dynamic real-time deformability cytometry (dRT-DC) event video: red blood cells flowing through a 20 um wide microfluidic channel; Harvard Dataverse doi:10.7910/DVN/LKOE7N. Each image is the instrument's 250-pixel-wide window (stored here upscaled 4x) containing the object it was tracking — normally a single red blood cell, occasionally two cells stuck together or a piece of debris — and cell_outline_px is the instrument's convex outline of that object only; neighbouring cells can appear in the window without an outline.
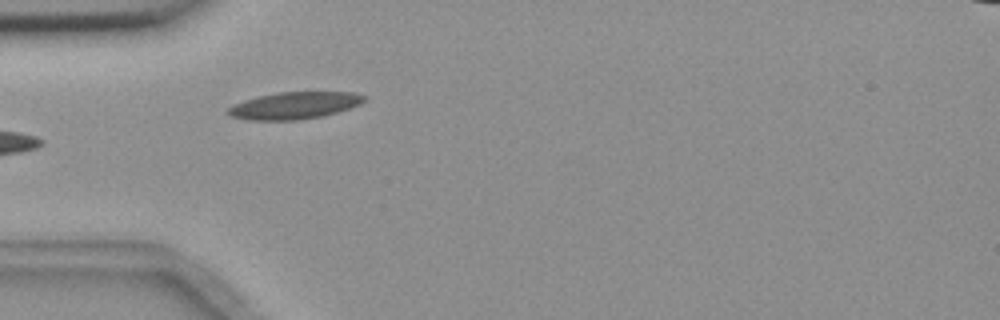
{"species": "common noctule bat (a hibernating species)", "species_latin": "Nyctalus noctula", "temperature_condition": "room temperature", "stored_images_in_passage": 2, "camera_frame_rate_fps": 3000, "um_per_image_px": 0.085, "animal": {"sex": "female", "body_mass_g": 18.4}, "frame": {"image": 1, "passage_image": 1, "time_ms": 0.0, "image_size_px": [1000, 320], "cell_outline_px": [[368, 100], [360, 104], [324, 116], [296, 120], [248, 120], [232, 116], [228, 112], [228, 108], [232, 104], [244, 100], [260, 96], [280, 92], [356, 92], [368, 96]], "centroid_in_image_um": [25.08, 8.96], "position_along_channel_um": 59.9, "area_um2": 21.44}}